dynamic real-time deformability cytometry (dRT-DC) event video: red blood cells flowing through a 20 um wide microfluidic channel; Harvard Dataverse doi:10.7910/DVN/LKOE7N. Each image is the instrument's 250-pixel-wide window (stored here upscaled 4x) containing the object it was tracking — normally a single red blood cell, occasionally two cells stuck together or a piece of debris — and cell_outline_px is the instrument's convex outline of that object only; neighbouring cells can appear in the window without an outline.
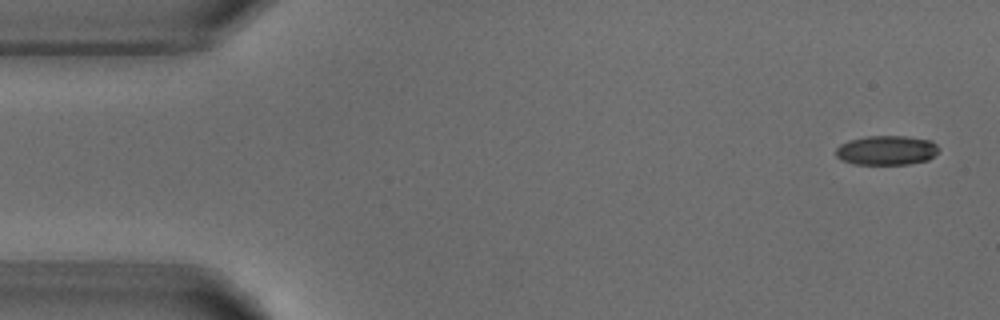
{"species": "common noctule bat (a hibernating species)", "species_latin": "Nyctalus noctula", "temperature_condition": "warm", "stored_images_in_passage": 5, "camera_frame_rate_fps": 3000, "um_per_image_px": 0.085, "animal": {"sex": "male", "body_mass_g": 18.8}, "frame": {"image": 1, "passage_image": 1, "time_ms": 0.0, "image_size_px": [1000, 320], "cell_outline_px": [[940, 148], [928, 160], [908, 164], [852, 164], [840, 160], [836, 156], [836, 148], [840, 144], [848, 140], [868, 136], [908, 136], [932, 140]], "centroid_in_image_um": [75.34, 12.77], "position_along_channel_um": 9.7, "area_um2": 17.8}}